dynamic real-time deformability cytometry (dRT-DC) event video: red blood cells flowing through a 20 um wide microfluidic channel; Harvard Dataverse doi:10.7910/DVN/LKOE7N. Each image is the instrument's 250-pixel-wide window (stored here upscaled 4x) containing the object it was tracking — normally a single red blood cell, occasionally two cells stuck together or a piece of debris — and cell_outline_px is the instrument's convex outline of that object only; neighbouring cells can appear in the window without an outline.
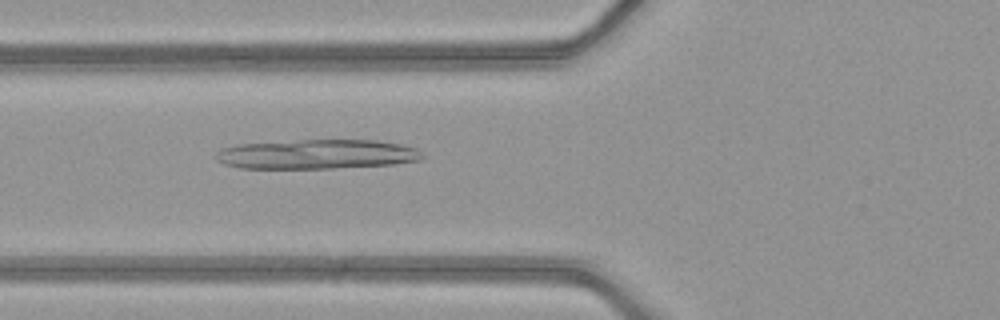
{"species": "common noctule bat (a hibernating species)", "species_latin": "Nyctalus noctula", "temperature_condition": "warm", "stored_images_in_passage": 43, "camera_frame_rate_fps": 3000, "um_per_image_px": 0.085, "animal": {"sex": "female", "body_mass_g": 21.9}, "frame": {"image": 1, "passage_image": 13, "time_ms": 4.0, "image_size_px": [1000, 320], "cell_outline_px": [[424, 156], [420, 160], [396, 164], [332, 168], [240, 168], [224, 164], [216, 160], [212, 156], [220, 148], [240, 144], [300, 140], [376, 140], [404, 144], [416, 148]], "centroid_in_image_um": [26.92, 13.11], "position_along_channel_um": 98.9, "area_um2": 35.72}}
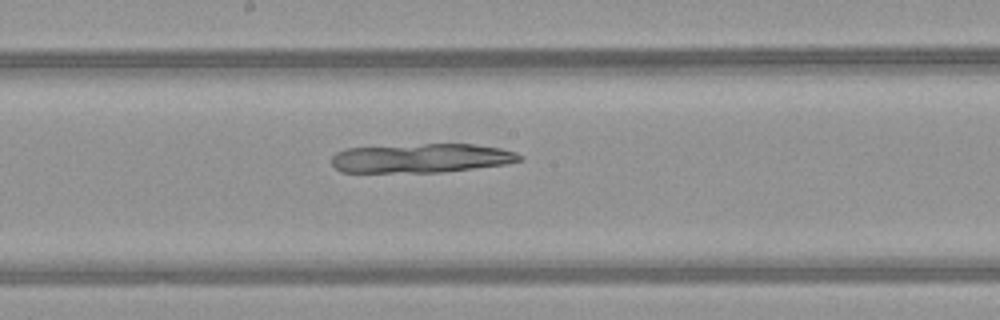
{"frame": {"image": 2, "passage_image": 21, "time_ms": 6.667, "image_size_px": [1000, 320], "cell_outline_px": [[524, 160], [504, 164], [440, 172], [340, 172], [332, 164], [332, 156], [336, 152], [344, 148], [424, 144], [472, 144], [500, 148], [516, 152], [524, 156]], "centroid_in_image_um": [35.81, 13.44], "position_along_channel_um": 212.4, "area_um2": 31.85}}
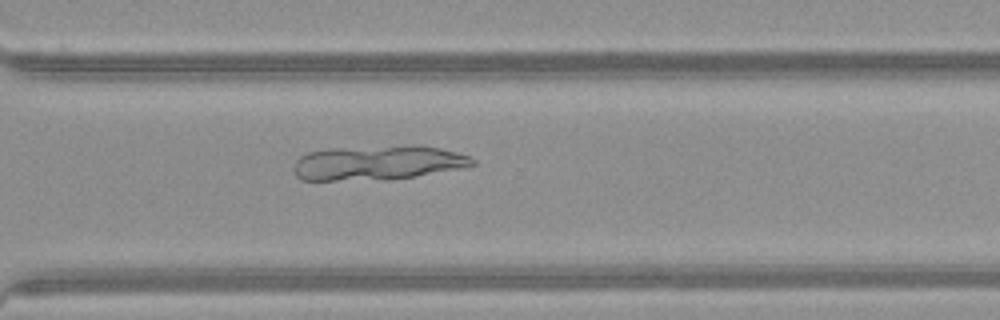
{"frame": {"image": 3, "passage_image": 30, "time_ms": 9.667, "image_size_px": [1000, 320], "cell_outline_px": [[476, 164], [464, 168], [416, 176], [388, 180], [300, 180], [296, 176], [292, 168], [296, 160], [300, 156], [308, 152], [332, 148], [416, 144], [420, 144], [440, 148], [456, 152], [468, 156], [476, 160]], "centroid_in_image_um": [32.12, 13.83], "position_along_channel_um": 338.5, "area_um2": 36.7}}